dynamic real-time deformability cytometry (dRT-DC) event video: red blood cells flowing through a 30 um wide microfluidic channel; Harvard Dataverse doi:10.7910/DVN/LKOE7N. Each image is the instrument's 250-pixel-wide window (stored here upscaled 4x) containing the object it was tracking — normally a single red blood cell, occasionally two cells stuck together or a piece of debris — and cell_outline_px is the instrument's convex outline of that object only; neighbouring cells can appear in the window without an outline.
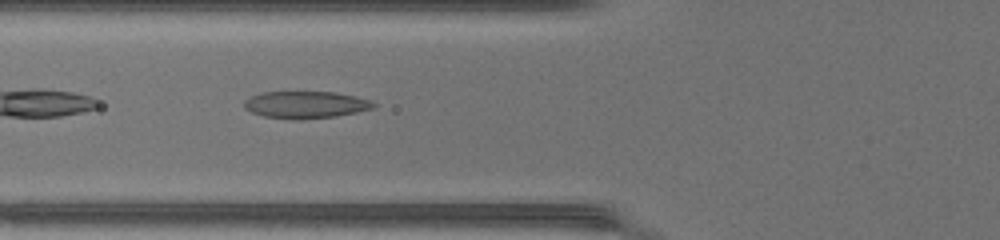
{"species": "common noctule bat (a hibernating species)", "species_latin": "Nyctalus noctula", "temperature_condition": "warm", "stored_images_in_passage": 32, "camera_frame_rate_fps": 3000, "um_per_image_px": 0.085, "animal": {"sex": "female", "body_mass_g": 17.0, "forearm_length_mm": 48.0}, "frame": {"image": 1, "passage_image": 3, "time_ms": 0.667, "image_size_px": [1000, 240], "cell_outline_px": [[376, 108], [336, 116], [300, 120], [296, 120], [264, 116], [252, 112], [244, 108], [244, 100], [252, 96], [264, 92], [336, 92], [368, 100], [376, 104]], "centroid_in_image_um": [25.97, 8.91], "position_along_channel_um": 99.8, "area_um2": 20.29}}
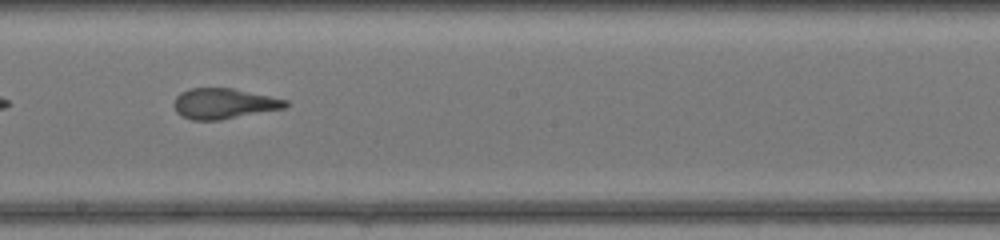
{"frame": {"image": 2, "passage_image": 12, "time_ms": 3.667, "image_size_px": [1000, 240], "cell_outline_px": [[288, 104], [284, 108], [220, 120], [192, 120], [180, 116], [176, 112], [172, 104], [176, 96], [180, 92], [192, 88], [232, 88], [288, 100]], "centroid_in_image_um": [18.97, 8.81], "position_along_channel_um": 229.2, "area_um2": 19.83}}
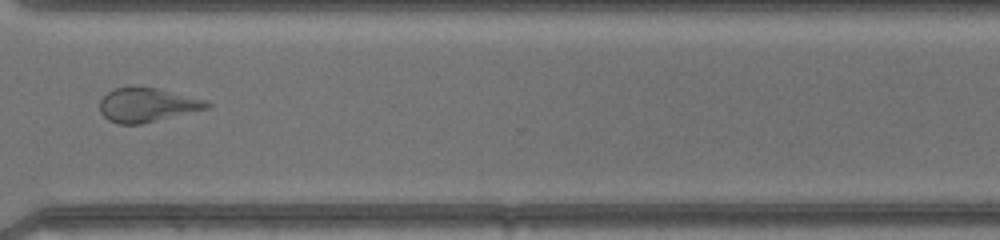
{"frame": {"image": 3, "passage_image": 21, "time_ms": 6.667, "image_size_px": [1000, 240], "cell_outline_px": [[212, 108], [140, 124], [116, 124], [108, 120], [100, 112], [100, 100], [108, 92], [116, 88], [156, 88], [208, 100], [212, 104]], "centroid_in_image_um": [12.56, 8.94], "position_along_channel_um": 358.0, "area_um2": 21.15}, "authors_computed_cell_mechanics": {"area_um2": 20.4612, "velocity_mm_per_s": 4.3128, "shape_relaxation_time_tau1_ms": 2.6153, "shape_relaxation_time_tau2_ms": 1.4849, "deformation_change_tau1": 0.1377, "deformation_change_tau2": 0.1129}}